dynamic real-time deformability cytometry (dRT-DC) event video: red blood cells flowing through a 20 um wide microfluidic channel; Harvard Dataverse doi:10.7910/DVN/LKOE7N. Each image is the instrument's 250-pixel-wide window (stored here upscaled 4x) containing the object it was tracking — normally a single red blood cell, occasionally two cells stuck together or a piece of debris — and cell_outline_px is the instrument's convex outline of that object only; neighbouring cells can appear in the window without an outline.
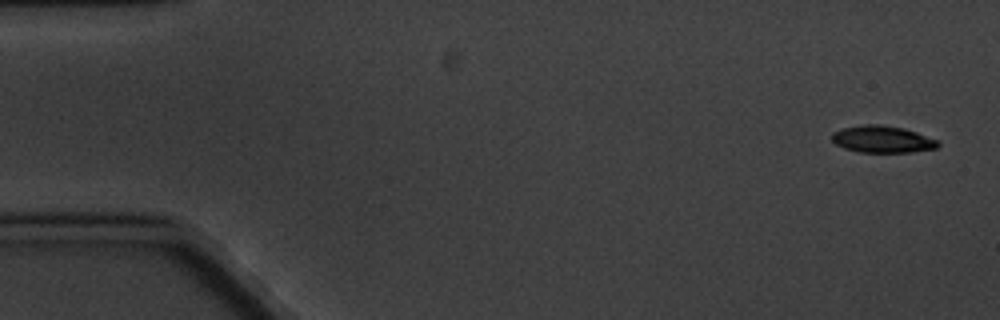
{"species": "common noctule bat (a hibernating species)", "species_latin": "Nyctalus noctula", "temperature_condition": "cold", "stored_images_in_passage": 5, "camera_frame_rate_fps": 3000, "um_per_image_px": 0.085, "animal": {"sex": "male", "body_mass_g": 20.1, "forearm_length_mm": 53.5}, "frame": {"image": 1, "passage_image": 1, "time_ms": 0.0, "image_size_px": [1000, 320], "cell_outline_px": [[940, 144], [936, 148], [908, 152], [860, 152], [844, 148], [836, 144], [832, 140], [832, 132], [844, 128], [864, 124], [876, 124], [904, 128], [940, 140]], "centroid_in_image_um": [75.02, 11.83], "position_along_channel_um": 10.0, "area_um2": 16.59}}